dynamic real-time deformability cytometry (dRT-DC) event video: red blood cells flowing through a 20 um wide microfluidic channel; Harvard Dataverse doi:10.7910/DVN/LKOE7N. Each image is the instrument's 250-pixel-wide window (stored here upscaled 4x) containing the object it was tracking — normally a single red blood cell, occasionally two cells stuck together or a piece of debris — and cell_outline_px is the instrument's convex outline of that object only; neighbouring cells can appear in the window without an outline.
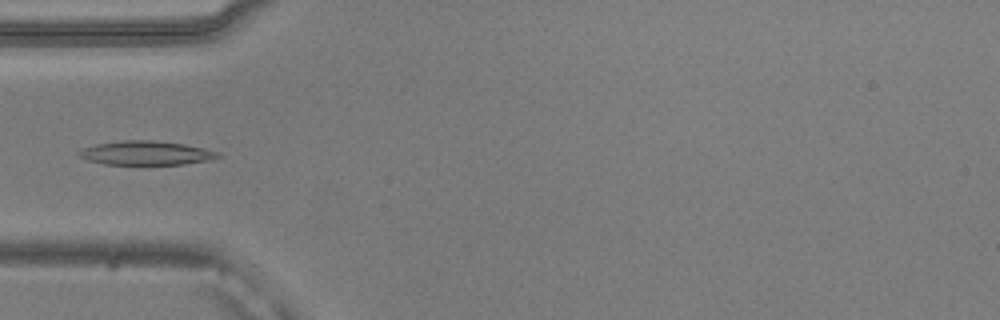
{"species": "common noctule bat (a hibernating species)", "species_latin": "Nyctalus noctula", "temperature_condition": "warm", "stored_images_in_passage": 37, "camera_frame_rate_fps": 3000, "um_per_image_px": 0.085, "animal": {"sex": "male", "body_mass_g": 20.5, "forearm_length_mm": 52.5}, "frame": {"image": 1, "passage_image": 1, "time_ms": 0.0, "image_size_px": [1000, 320], "cell_outline_px": [[224, 156], [212, 160], [184, 164], [104, 164], [88, 160], [80, 156], [76, 152], [80, 148], [96, 144], [120, 140], [152, 140], [184, 144], [204, 148], [220, 152]], "centroid_in_image_um": [12.44, 13.0], "position_along_channel_um": 72.6, "area_um2": 19.65}}
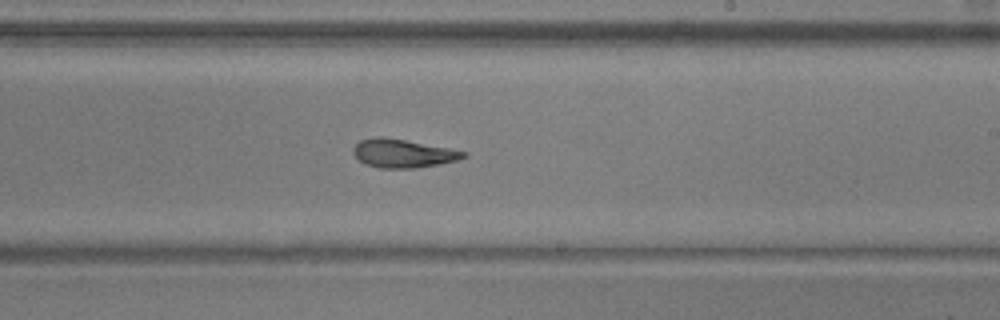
{"frame": {"image": 2, "passage_image": 15, "time_ms": 4.667, "image_size_px": [1000, 320], "cell_outline_px": [[468, 156], [456, 160], [440, 164], [416, 168], [380, 168], [364, 164], [352, 152], [352, 148], [360, 140], [376, 136], [380, 136], [404, 140], [448, 148], [468, 152]], "centroid_in_image_um": [34.23, 13.04], "position_along_channel_um": 254.8, "area_um2": 18.21}}
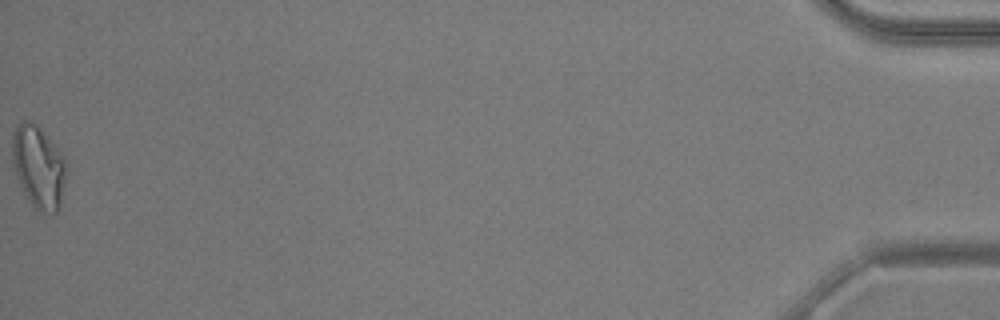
{"frame": {"image": 3, "passage_image": 37, "time_ms": 12.0, "image_size_px": [1000, 320], "cell_outline_px": [[64, 184], [60, 208], [56, 212], [52, 212], [36, 208], [24, 196], [16, 176], [12, 164], [12, 132], [24, 120], [28, 120], [56, 148], [64, 160]], "centroid_in_image_um": [3.21, 14.24], "position_along_channel_um": 432.0, "area_um2": 24.91}}